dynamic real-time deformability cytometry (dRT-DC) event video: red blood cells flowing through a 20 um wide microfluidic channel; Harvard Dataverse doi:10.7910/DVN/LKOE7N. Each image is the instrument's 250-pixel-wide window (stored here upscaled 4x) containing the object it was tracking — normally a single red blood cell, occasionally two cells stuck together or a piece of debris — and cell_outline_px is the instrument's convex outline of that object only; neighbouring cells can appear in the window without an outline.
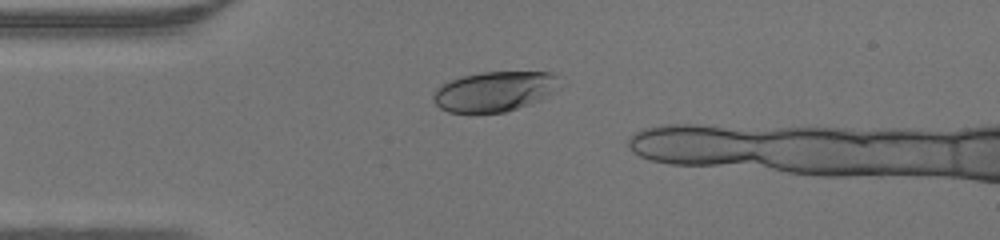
{"species": "human", "species_latin": "Homo sapiens", "temperature_condition": "warm", "stored_images_in_passage": 7, "camera_frame_rate_fps": 3000, "um_per_image_px": 0.085, "donor": {"sex": "male"}, "frame": {"image": 1, "passage_image": 1, "time_ms": 0.0, "image_size_px": [1000, 240], "cell_outline_px": [[556, 76], [548, 92], [540, 100], [504, 112], [448, 112], [440, 108], [432, 100], [432, 96], [436, 88], [460, 76], [484, 72], [552, 72]], "centroid_in_image_um": [41.88, 7.77], "position_along_channel_um": 43.1, "area_um2": 28.44}}
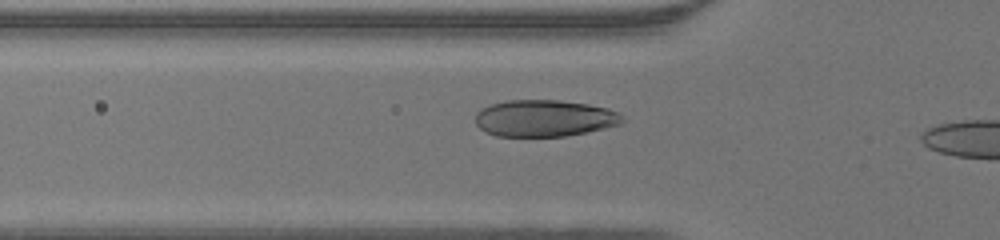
{"frame": {"image": 2, "passage_image": 5, "time_ms": 1.333, "image_size_px": [1000, 240], "cell_outline_px": [[624, 120], [620, 124], [604, 128], [568, 136], [496, 136], [484, 132], [476, 124], [476, 112], [492, 104], [508, 100], [560, 100], [588, 104], [608, 108], [620, 112], [624, 116]], "centroid_in_image_um": [46.3, 10.05], "position_along_channel_um": 79.5, "area_um2": 31.56}}